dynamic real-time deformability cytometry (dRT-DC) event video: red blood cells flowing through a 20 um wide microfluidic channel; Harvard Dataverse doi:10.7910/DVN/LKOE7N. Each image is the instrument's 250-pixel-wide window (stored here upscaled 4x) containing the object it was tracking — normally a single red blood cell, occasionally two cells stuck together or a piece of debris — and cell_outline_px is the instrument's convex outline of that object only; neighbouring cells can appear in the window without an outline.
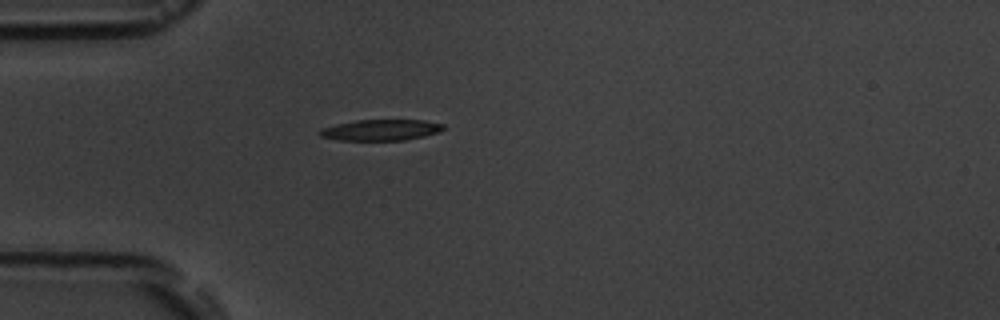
{"species": "common noctule bat (a hibernating species)", "species_latin": "Nyctalus noctula", "temperature_condition": "room temperature", "stored_images_in_passage": 1, "camera_frame_rate_fps": 3000, "um_per_image_px": 0.085, "animal": {"sex": "male", "body_mass_g": 19.5, "forearm_length_mm": 54.6}, "frame": {"image": 1, "passage_image": 1, "time_ms": 0.0, "image_size_px": [1000, 320], "cell_outline_px": [[444, 128], [440, 132], [424, 136], [404, 140], [340, 140], [320, 136], [320, 128], [336, 124], [356, 120], [424, 120], [444, 124]], "centroid_in_image_um": [32.39, 11.04], "position_along_channel_um": 52.6, "area_um2": 15.09}}